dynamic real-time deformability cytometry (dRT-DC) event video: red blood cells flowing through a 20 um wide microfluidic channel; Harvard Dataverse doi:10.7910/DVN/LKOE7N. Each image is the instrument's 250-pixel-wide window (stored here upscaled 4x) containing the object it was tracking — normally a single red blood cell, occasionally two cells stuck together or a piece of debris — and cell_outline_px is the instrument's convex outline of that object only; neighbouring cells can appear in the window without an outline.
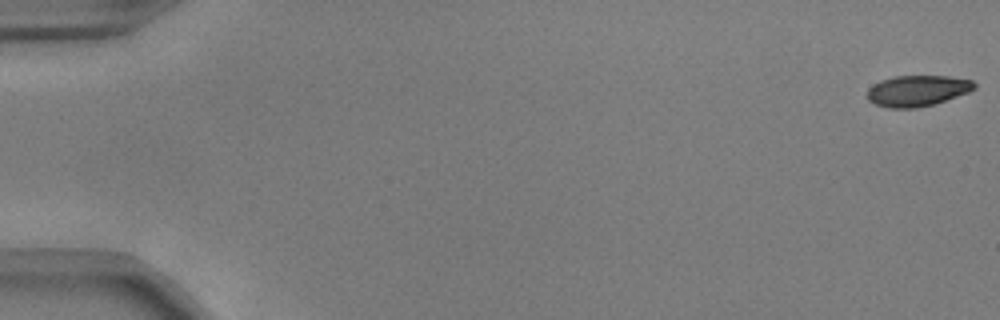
{"species": "common noctule bat (a hibernating species)", "species_latin": "Nyctalus noctula", "temperature_condition": "warm", "stored_images_in_passage": 55, "camera_frame_rate_fps": 3000, "um_per_image_px": 0.085, "animal": {"sex": "male", "body_mass_g": 17.9, "forearm_length_mm": 54.2}, "frame": {"image": 1, "passage_image": 1, "time_ms": 0.0, "image_size_px": [1000, 320], "cell_outline_px": [[976, 88], [968, 92], [932, 104], [916, 108], [888, 108], [876, 104], [868, 100], [868, 88], [880, 80], [896, 76], [948, 76], [972, 80], [976, 84]], "centroid_in_image_um": [77.96, 7.7], "position_along_channel_um": 7.0, "area_um2": 19.13}}
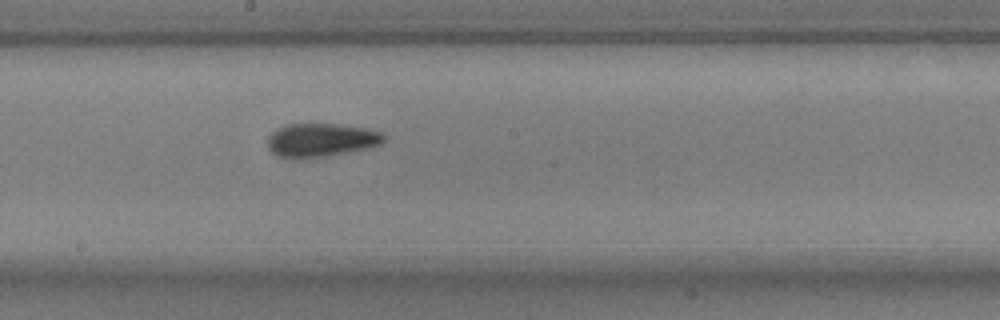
{"frame": {"image": 2, "passage_image": 31, "time_ms": 10.0, "image_size_px": [1000, 320], "cell_outline_px": [[388, 136], [380, 144], [368, 148], [328, 156], [300, 160], [292, 160], [276, 156], [268, 148], [268, 136], [276, 128], [284, 124], [340, 124], [368, 128], [380, 132]], "centroid_in_image_um": [27.25, 11.92], "position_along_channel_um": 220.9, "area_um2": 23.35}}
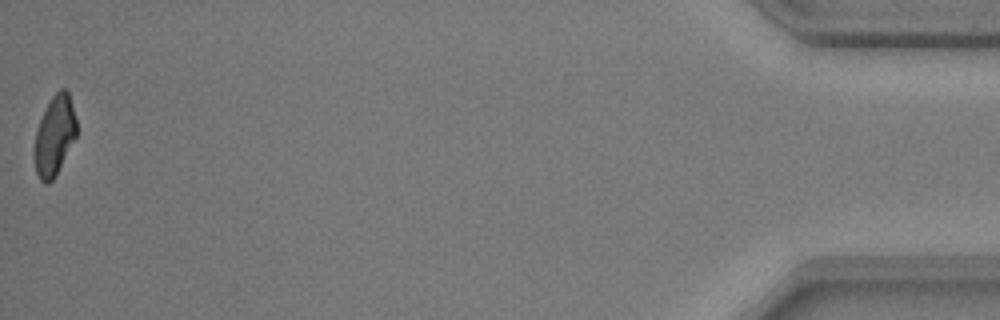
{"frame": {"image": 3, "passage_image": 55, "time_ms": 18.0, "image_size_px": [1000, 320], "cell_outline_px": [[76, 136], [56, 176], [48, 184], [44, 184], [40, 180], [36, 172], [36, 132], [40, 120], [52, 96], [60, 88], [64, 88], [68, 92], [76, 120]], "centroid_in_image_um": [4.66, 11.54], "position_along_channel_um": 430.5, "area_um2": 19.02}, "authors_computed_cell_mechanics": {"area_um2": 21.386, "velocity_mm_per_s": 3.738, "shape_relaxation_time_tau1_ms": 5.4055, "shape_relaxation_time_tau2_ms": 4.8456, "deformation_change_tau1": 0.1702, "deformation_change_tau2": 0.0936}}